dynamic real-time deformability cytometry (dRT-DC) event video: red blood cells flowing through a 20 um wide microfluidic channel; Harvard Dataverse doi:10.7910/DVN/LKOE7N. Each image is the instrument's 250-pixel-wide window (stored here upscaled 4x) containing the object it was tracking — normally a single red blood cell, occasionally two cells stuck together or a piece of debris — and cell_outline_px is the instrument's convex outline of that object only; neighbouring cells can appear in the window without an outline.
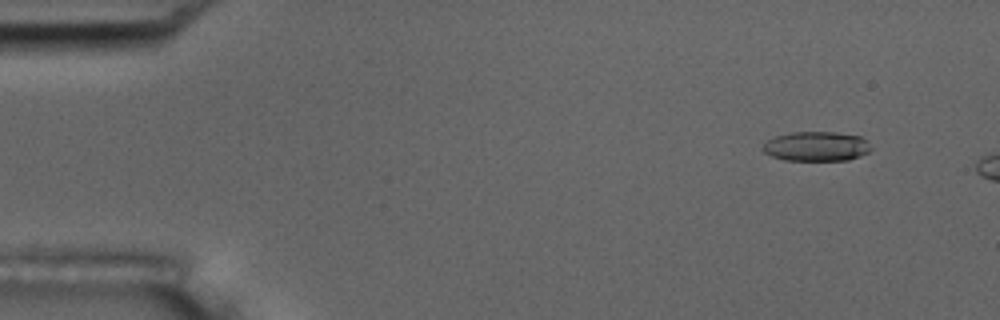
{"species": "common noctule bat (a hibernating species)", "species_latin": "Nyctalus noctula", "temperature_condition": "room temperature", "stored_images_in_passage": 6, "camera_frame_rate_fps": 3000, "um_per_image_px": 0.085, "animal": {"sex": "male", "body_mass_g": 17.5, "forearm_length_mm": 52.3}, "frame": {"image": 1, "passage_image": 1, "time_ms": 0.0, "image_size_px": [1000, 320], "cell_outline_px": [[872, 148], [868, 152], [860, 156], [848, 160], [784, 160], [772, 156], [764, 152], [760, 148], [768, 140], [776, 136], [792, 132], [836, 132], [860, 136]], "centroid_in_image_um": [69.37, 12.44], "position_along_channel_um": 15.6, "area_um2": 18.55}}